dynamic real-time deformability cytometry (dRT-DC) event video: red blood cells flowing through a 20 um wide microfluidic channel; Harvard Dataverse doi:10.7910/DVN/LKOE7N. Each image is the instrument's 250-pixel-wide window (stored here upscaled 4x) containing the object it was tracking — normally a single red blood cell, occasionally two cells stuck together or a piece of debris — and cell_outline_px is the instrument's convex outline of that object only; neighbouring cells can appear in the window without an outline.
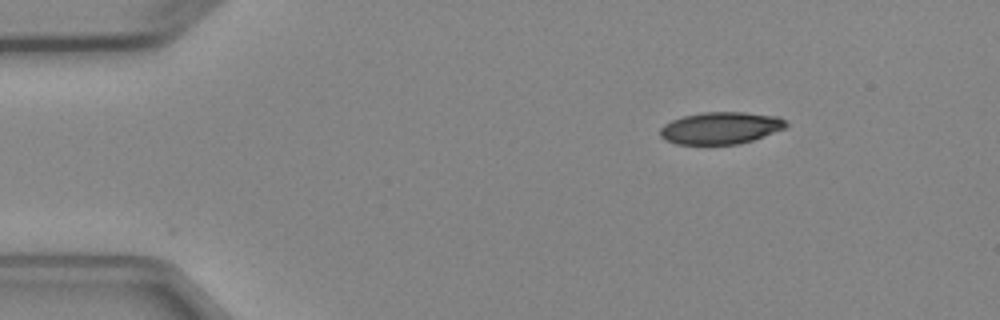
{"species": "Egyptian fruit bat (a non-hibernating species)", "species_latin": "Rousettus aegyptiacus", "temperature_condition": "cold", "stored_images_in_passage": 2, "camera_frame_rate_fps": 3000, "um_per_image_px": 0.085, "animal": {"sex": "female"}, "frame": {"image": 1, "passage_image": 1, "time_ms": 0.0, "image_size_px": [1000, 320], "cell_outline_px": [[788, 124], [784, 128], [752, 140], [736, 144], [676, 144], [664, 140], [660, 136], [660, 128], [664, 124], [672, 120], [684, 116], [704, 112], [744, 112], [780, 116]], "centroid_in_image_um": [61.23, 10.87], "position_along_channel_um": 23.8, "area_um2": 23.41}}